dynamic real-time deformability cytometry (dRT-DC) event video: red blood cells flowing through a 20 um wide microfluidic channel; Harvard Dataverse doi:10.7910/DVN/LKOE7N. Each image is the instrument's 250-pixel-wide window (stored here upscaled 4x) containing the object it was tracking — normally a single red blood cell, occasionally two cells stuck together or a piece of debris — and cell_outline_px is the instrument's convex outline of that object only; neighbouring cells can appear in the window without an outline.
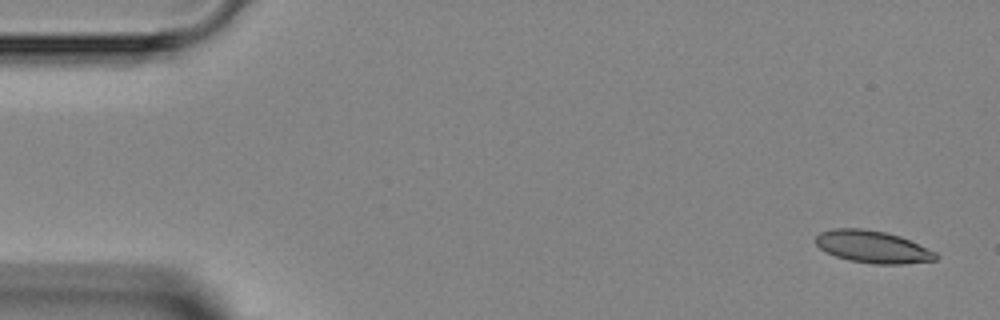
{"species": "Egyptian fruit bat (a non-hibernating species)", "species_latin": "Rousettus aegyptiacus", "temperature_condition": "room temperature", "stored_images_in_passage": 3, "camera_frame_rate_fps": 3000, "um_per_image_px": 0.085, "animal": {"sex": "female"}, "frame": {"image": 1, "passage_image": 1, "time_ms": 0.0, "image_size_px": [1000, 320], "cell_outline_px": [[940, 256], [936, 260], [904, 264], [876, 264], [852, 260], [836, 256], [820, 248], [816, 244], [816, 236], [820, 232], [832, 228], [860, 228], [884, 232], [900, 236], [936, 252]], "centroid_in_image_um": [74.2, 20.97], "position_along_channel_um": 10.8, "area_um2": 22.37}}
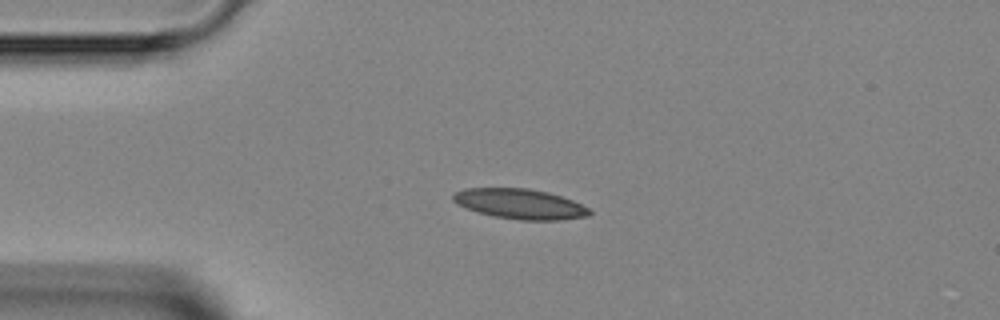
{"frame": {"image": 2, "passage_image": 3, "time_ms": 3.0, "image_size_px": [1000, 320], "cell_outline_px": [[592, 212], [588, 216], [560, 220], [520, 220], [496, 216], [480, 212], [468, 208], [452, 200], [452, 196], [456, 192], [464, 188], [528, 188], [548, 192], [572, 200], [588, 208]], "centroid_in_image_um": [44.23, 17.33], "position_along_channel_um": 40.8, "area_um2": 23.58}}